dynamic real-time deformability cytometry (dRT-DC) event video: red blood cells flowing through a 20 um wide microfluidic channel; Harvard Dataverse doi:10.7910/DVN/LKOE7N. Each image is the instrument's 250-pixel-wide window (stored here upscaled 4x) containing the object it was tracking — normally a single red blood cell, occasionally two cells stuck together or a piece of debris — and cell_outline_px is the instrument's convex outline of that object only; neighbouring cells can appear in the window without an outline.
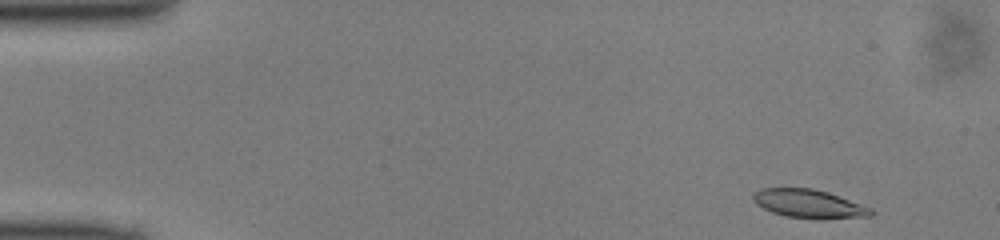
{"species": "common noctule bat (a hibernating species)", "species_latin": "Nyctalus noctula", "temperature_condition": "cold", "stored_images_in_passage": 46, "camera_frame_rate_fps": 3000, "um_per_image_px": 0.085, "animal": {"sex": "male", "body_mass_g": 13.0, "forearm_length_mm": 53.1}, "frame": {"image": 1, "passage_image": 1, "time_ms": 0.0, "image_size_px": [1000, 240], "cell_outline_px": [[876, 212], [872, 216], [784, 216], [772, 212], [756, 204], [752, 200], [752, 192], [760, 188], [812, 188], [828, 192], [872, 208]], "centroid_in_image_um": [68.67, 17.26], "position_along_channel_um": 16.3, "area_um2": 18.73}}
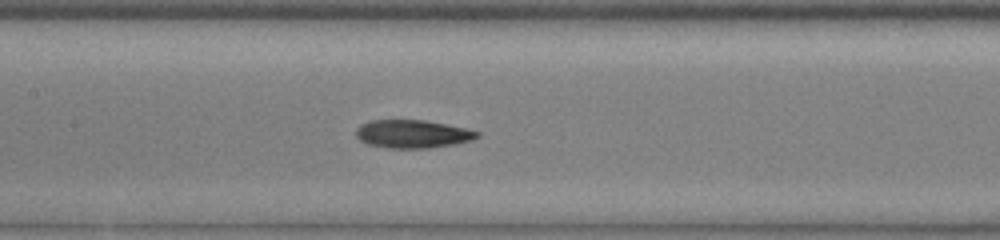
{"frame": {"image": 2, "passage_image": 20, "time_ms": 6.333, "image_size_px": [1000, 240], "cell_outline_px": [[480, 136], [472, 140], [456, 144], [428, 148], [388, 148], [368, 144], [360, 140], [356, 136], [356, 128], [360, 124], [372, 120], [424, 120], [464, 128], [480, 132]], "centroid_in_image_um": [35.06, 11.39], "position_along_channel_um": 172.3, "area_um2": 19.83}}
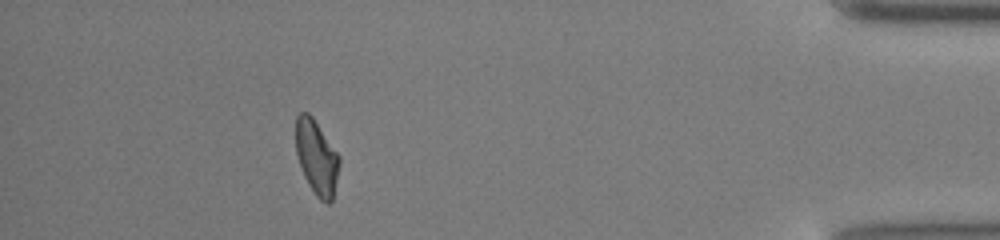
{"frame": {"image": 3, "passage_image": 41, "time_ms": 13.333, "image_size_px": [1000, 240], "cell_outline_px": [[340, 164], [332, 200], [328, 204], [320, 200], [316, 196], [308, 184], [304, 176], [296, 152], [296, 116], [300, 112], [308, 112], [312, 116], [340, 156]], "centroid_in_image_um": [26.92, 13.37], "position_along_channel_um": 408.3, "area_um2": 18.84}}